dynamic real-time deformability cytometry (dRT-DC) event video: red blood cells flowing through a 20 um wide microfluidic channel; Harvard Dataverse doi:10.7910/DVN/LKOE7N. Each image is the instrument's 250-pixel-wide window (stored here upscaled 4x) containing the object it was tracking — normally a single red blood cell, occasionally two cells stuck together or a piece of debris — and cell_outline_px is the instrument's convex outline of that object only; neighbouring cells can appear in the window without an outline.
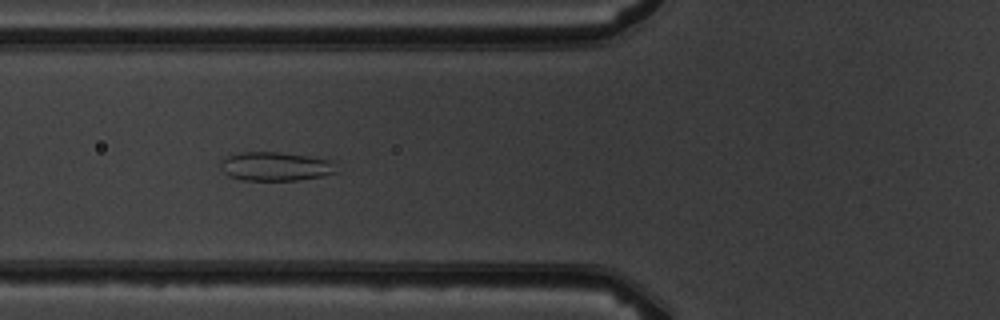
{"species": "common noctule bat (a hibernating species)", "species_latin": "Nyctalus noctula", "temperature_condition": "warm", "stored_images_in_passage": 7, "camera_frame_rate_fps": 3000, "um_per_image_px": 0.085, "animal": {"sex": "male", "body_mass_g": 19.5, "forearm_length_mm": 54.6}, "frame": {"image": 1, "passage_image": 6, "time_ms": 5.667, "image_size_px": [1000, 320], "cell_outline_px": [[340, 172], [300, 180], [244, 180], [228, 176], [220, 168], [220, 164], [228, 156], [240, 152], [276, 152], [308, 156], [332, 160]], "centroid_in_image_um": [23.45, 14.15], "position_along_channel_um": 102.3, "area_um2": 19.48}}